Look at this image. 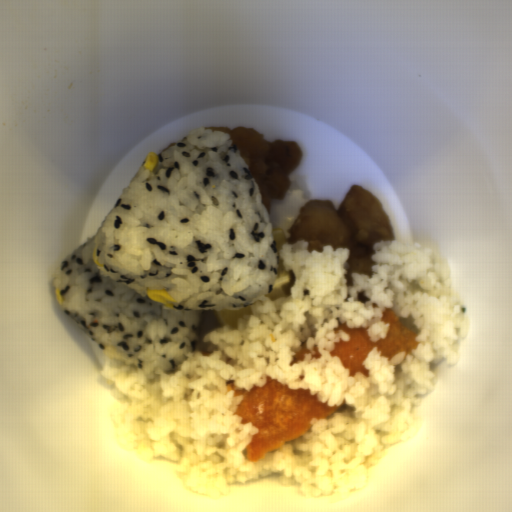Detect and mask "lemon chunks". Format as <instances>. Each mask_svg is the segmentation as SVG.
Returning <instances> with one entry per match:
<instances>
[{
	"label": "lemon chunks",
	"instance_id": "obj_1",
	"mask_svg": "<svg viewBox=\"0 0 512 512\" xmlns=\"http://www.w3.org/2000/svg\"><path fill=\"white\" fill-rule=\"evenodd\" d=\"M253 315L251 305L240 310H214L212 316L219 327L228 325L229 329L238 330V318Z\"/></svg>",
	"mask_w": 512,
	"mask_h": 512
},
{
	"label": "lemon chunks",
	"instance_id": "obj_3",
	"mask_svg": "<svg viewBox=\"0 0 512 512\" xmlns=\"http://www.w3.org/2000/svg\"><path fill=\"white\" fill-rule=\"evenodd\" d=\"M273 232V239H274V245L275 249L278 251L282 249V245L284 243H287V236H286V230L283 228H274L272 229Z\"/></svg>",
	"mask_w": 512,
	"mask_h": 512
},
{
	"label": "lemon chunks",
	"instance_id": "obj_2",
	"mask_svg": "<svg viewBox=\"0 0 512 512\" xmlns=\"http://www.w3.org/2000/svg\"><path fill=\"white\" fill-rule=\"evenodd\" d=\"M290 278H291V275H290L289 269L287 270L283 266V261L279 257V271L277 274V278H276L272 293L267 296V297H269L270 301H273L280 297H285L283 289H284L285 284L289 282Z\"/></svg>",
	"mask_w": 512,
	"mask_h": 512
}]
</instances>
